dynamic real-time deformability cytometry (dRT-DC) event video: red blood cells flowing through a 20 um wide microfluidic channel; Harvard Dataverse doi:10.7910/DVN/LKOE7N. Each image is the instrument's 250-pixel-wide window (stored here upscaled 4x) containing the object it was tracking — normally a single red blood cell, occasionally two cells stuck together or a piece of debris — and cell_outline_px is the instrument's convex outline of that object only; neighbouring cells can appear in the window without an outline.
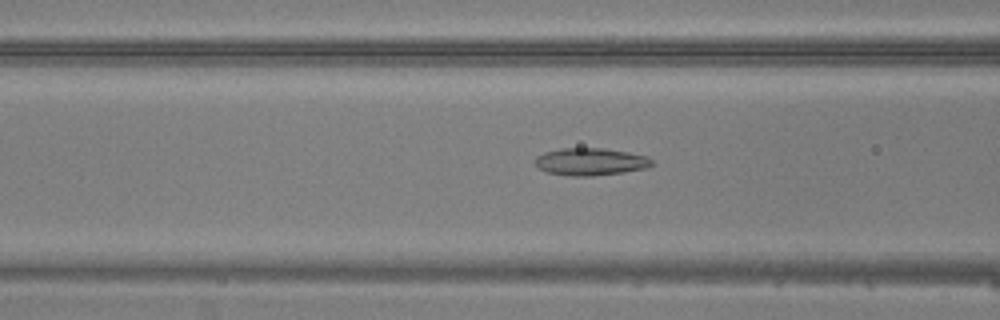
{"species": "common noctule bat (a hibernating species)", "species_latin": "Nyctalus noctula", "temperature_condition": "warm", "stored_images_in_passage": 48, "camera_frame_rate_fps": 3000, "um_per_image_px": 0.085, "animal": {"sex": "male", "body_mass_g": 20.5, "forearm_length_mm": 52.5}, "frame": {"image": 1, "passage_image": 20, "time_ms": 6.333, "image_size_px": [1000, 320], "cell_outline_px": [[652, 164], [648, 168], [624, 172], [592, 176], [572, 176], [548, 172], [540, 168], [532, 160], [536, 156], [544, 152], [560, 148], [604, 148], [628, 152], [648, 156], [652, 160]], "centroid_in_image_um": [50.19, 13.74], "position_along_channel_um": 116.4, "area_um2": 18.73}}
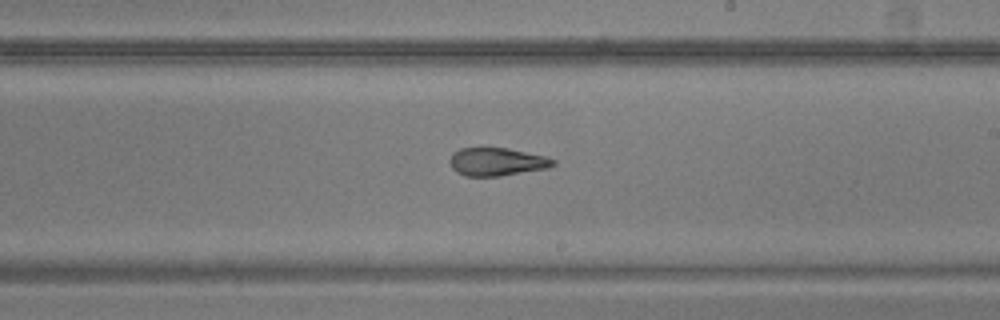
{"frame": {"image": 2, "passage_image": 29, "time_ms": 9.333, "image_size_px": [1000, 320], "cell_outline_px": [[556, 164], [548, 168], [500, 176], [464, 176], [456, 172], [452, 168], [448, 160], [452, 152], [460, 148], [504, 148], [544, 156], [556, 160]], "centroid_in_image_um": [42.18, 13.76], "position_along_channel_um": 246.8, "area_um2": 16.88}}
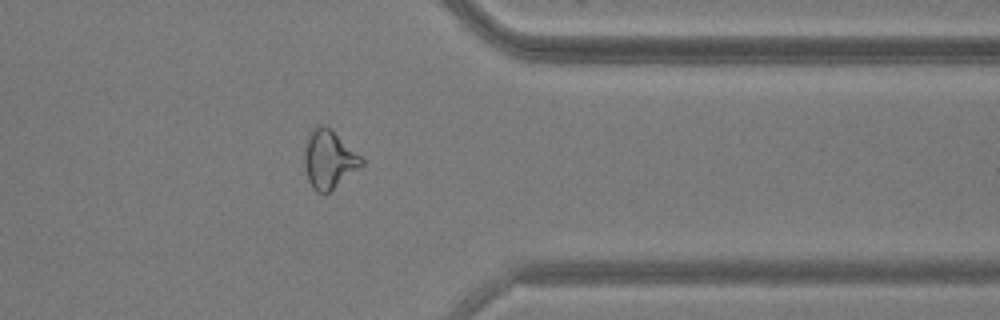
{"frame": {"image": 3, "passage_image": 39, "time_ms": 12.667, "image_size_px": [1000, 320], "cell_outline_px": [[364, 164], [328, 192], [316, 192], [312, 188], [308, 180], [304, 168], [304, 148], [308, 136], [312, 128], [316, 124], [320, 124], [328, 128], [360, 156], [364, 160]], "centroid_in_image_um": [27.91, 13.55], "position_along_channel_um": 383.5, "area_um2": 18.96}}